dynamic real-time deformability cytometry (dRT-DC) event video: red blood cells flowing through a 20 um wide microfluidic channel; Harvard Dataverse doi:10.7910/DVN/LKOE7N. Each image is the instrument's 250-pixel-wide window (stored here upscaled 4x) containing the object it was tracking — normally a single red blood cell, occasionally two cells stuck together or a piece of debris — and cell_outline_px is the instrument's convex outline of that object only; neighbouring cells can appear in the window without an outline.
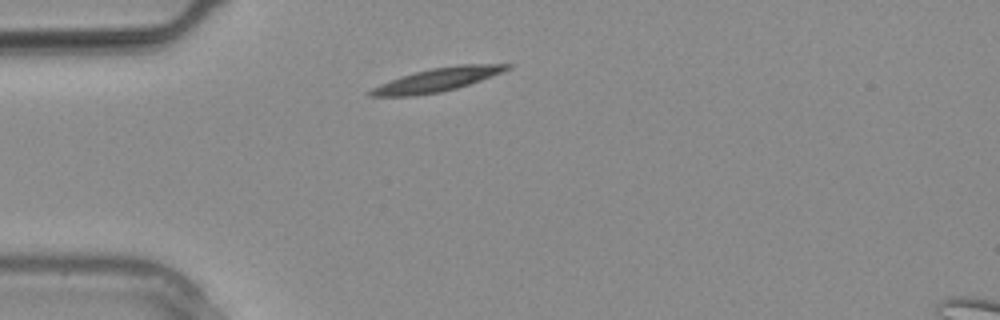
{"species": "common noctule bat (a hibernating species)", "species_latin": "Nyctalus noctula", "temperature_condition": "warm", "stored_images_in_passage": 2, "camera_frame_rate_fps": 3000, "um_per_image_px": 0.085, "animal": {"sex": "male", "body_mass_g": 20.4}, "frame": {"image": 1, "passage_image": 1, "time_ms": 0.0, "image_size_px": [1000, 320], "cell_outline_px": [[512, 68], [504, 72], [456, 88], [440, 92], [412, 96], [368, 96], [364, 92], [380, 84], [416, 72], [432, 68], [460, 64], [512, 64]], "centroid_in_image_um": [37.17, 6.78], "position_along_channel_um": 47.8, "area_um2": 18.5}}